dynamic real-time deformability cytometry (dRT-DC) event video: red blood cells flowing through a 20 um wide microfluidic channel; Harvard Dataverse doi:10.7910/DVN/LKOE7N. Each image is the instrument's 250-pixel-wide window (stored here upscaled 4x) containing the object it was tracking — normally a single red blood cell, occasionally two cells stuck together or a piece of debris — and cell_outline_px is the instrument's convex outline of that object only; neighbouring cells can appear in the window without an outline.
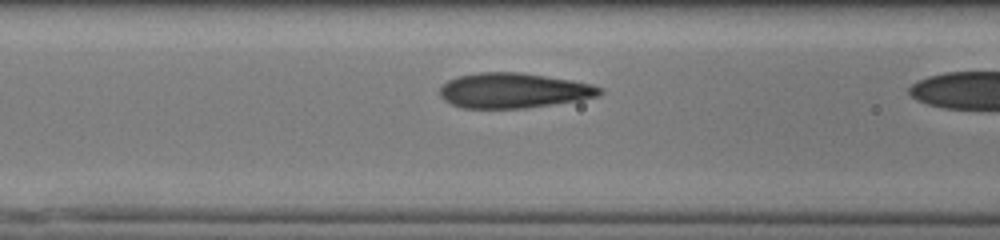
{"species": "human", "species_latin": "Homo sapiens", "temperature_condition": "cold", "stored_images_in_passage": 10, "camera_frame_rate_fps": 3000, "um_per_image_px": 0.085, "donor": {"sex": "male"}, "frame": {"image": 1, "passage_image": 9, "time_ms": 2.667, "image_size_px": [1000, 240], "cell_outline_px": [[604, 92], [600, 96], [580, 100], [524, 108], [464, 108], [452, 104], [444, 100], [440, 96], [440, 88], [448, 80], [460, 76], [480, 72], [520, 72], [572, 80], [592, 84], [604, 88]], "centroid_in_image_um": [43.7, 7.69], "position_along_channel_um": 122.9, "area_um2": 32.71}}